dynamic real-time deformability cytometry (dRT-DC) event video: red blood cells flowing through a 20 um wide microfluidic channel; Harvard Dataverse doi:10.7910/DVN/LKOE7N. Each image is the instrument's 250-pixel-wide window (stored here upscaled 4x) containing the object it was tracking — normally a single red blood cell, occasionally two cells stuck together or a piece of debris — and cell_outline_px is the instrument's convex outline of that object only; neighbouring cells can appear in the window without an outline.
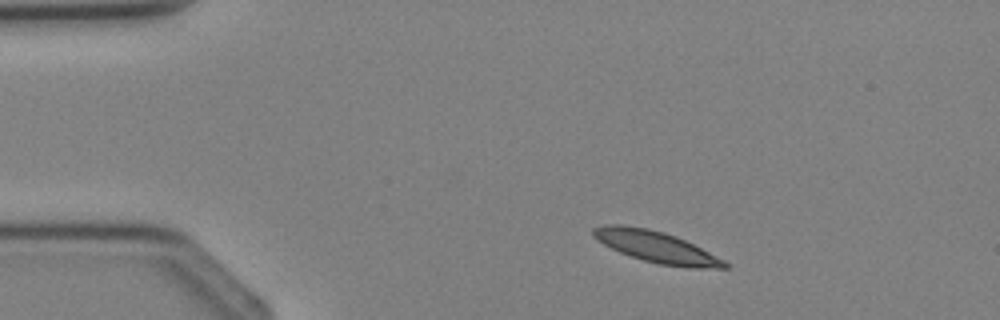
{"species": "Egyptian fruit bat (a non-hibernating species)", "species_latin": "Rousettus aegyptiacus", "temperature_condition": "cold", "stored_images_in_passage": 3, "camera_frame_rate_fps": 3000, "um_per_image_px": 0.085, "animal": {"sex": "female"}, "frame": {"image": 1, "passage_image": 2, "time_ms": 1.0, "image_size_px": [1000, 320], "cell_outline_px": [[728, 268], [692, 268], [660, 264], [644, 260], [620, 252], [596, 240], [592, 236], [592, 228], [608, 224], [620, 224], [648, 228], [664, 232], [676, 236], [724, 260], [728, 264]], "centroid_in_image_um": [55.74, 20.97], "position_along_channel_um": 29.3, "area_um2": 23.7}}